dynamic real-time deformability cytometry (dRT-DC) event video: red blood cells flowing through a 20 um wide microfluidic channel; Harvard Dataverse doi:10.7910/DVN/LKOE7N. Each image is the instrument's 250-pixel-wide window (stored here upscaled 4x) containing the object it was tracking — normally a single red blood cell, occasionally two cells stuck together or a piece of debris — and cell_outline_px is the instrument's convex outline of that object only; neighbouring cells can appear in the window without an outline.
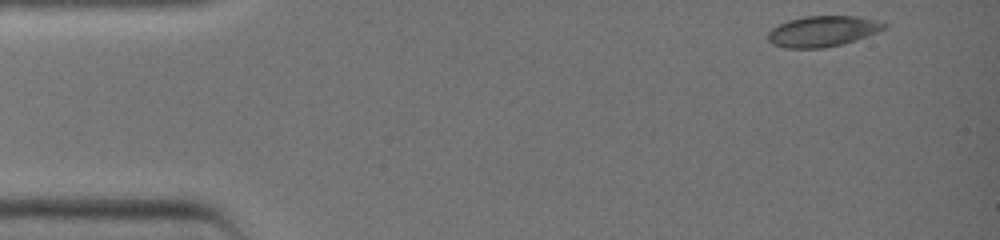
{"species": "common noctule bat (a hibernating species)", "species_latin": "Nyctalus noctula", "temperature_condition": "warm", "stored_images_in_passage": 13, "camera_frame_rate_fps": 3000, "um_per_image_px": 0.085, "animal": {"sex": "female", "body_mass_g": 19.0, "forearm_length_mm": 51.5}, "frame": {"image": 1, "passage_image": 1, "time_ms": 0.0, "image_size_px": [1000, 240], "cell_outline_px": [[888, 28], [844, 44], [824, 48], [784, 48], [772, 44], [768, 40], [768, 32], [772, 28], [788, 20], [804, 16], [856, 16], [876, 20], [888, 24]], "centroid_in_image_um": [69.93, 2.66], "position_along_channel_um": 15.1, "area_um2": 20.92}}
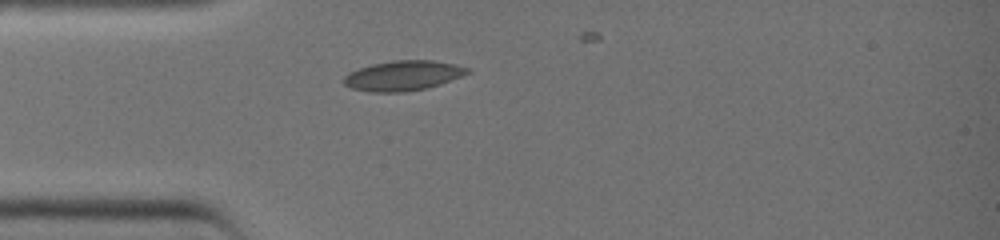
{"frame": {"image": 2, "passage_image": 9, "time_ms": 2.667, "image_size_px": [1000, 240], "cell_outline_px": [[472, 72], [440, 84], [424, 88], [404, 92], [368, 92], [352, 88], [344, 84], [344, 76], [348, 72], [372, 64], [392, 60], [432, 60], [456, 64], [472, 68]], "centroid_in_image_um": [34.29, 6.42], "position_along_channel_um": 50.7, "area_um2": 21.68}}
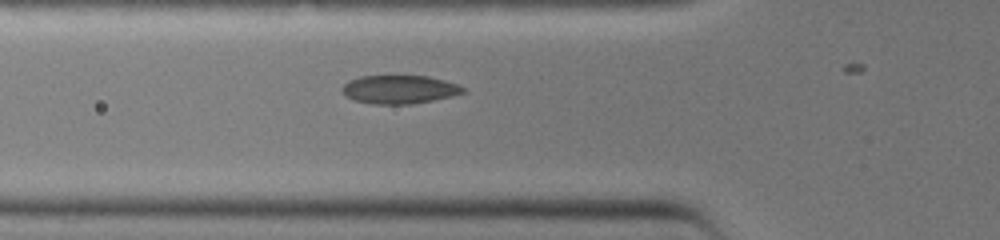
{"frame": {"image": 3, "passage_image": 12, "time_ms": 3.667, "image_size_px": [1000, 240], "cell_outline_px": [[468, 92], [452, 96], [412, 104], [372, 104], [356, 100], [344, 96], [340, 88], [348, 80], [360, 76], [428, 76], [444, 80], [456, 84], [464, 88]], "centroid_in_image_um": [33.92, 7.6], "position_along_channel_um": 91.9, "area_um2": 20.11}}